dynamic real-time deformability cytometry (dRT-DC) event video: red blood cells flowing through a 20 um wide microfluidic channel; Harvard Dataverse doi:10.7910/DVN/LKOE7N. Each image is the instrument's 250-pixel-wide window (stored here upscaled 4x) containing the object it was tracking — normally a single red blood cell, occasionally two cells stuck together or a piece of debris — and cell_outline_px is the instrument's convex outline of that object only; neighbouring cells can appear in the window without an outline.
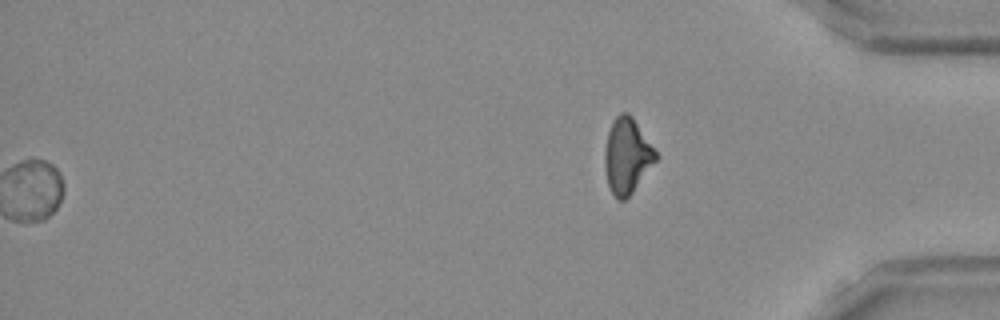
{"species": "Egyptian fruit bat (a non-hibernating species)", "species_latin": "Rousettus aegyptiacus", "temperature_condition": "room temperature", "stored_images_in_passage": 54, "segment_of_instrument_passage": [2, 2], "camera_frame_rate_fps": 3000, "um_per_image_px": 0.085, "frame": {"image": 1, "passage_image": 54, "time_ms": 17.667, "image_size_px": [1000, 320], "cell_outline_px": [[660, 156], [632, 192], [624, 200], [616, 200], [608, 184], [604, 168], [604, 152], [608, 132], [612, 120], [620, 112], [628, 112], [632, 116]], "centroid_in_image_um": [53.29, 13.23], "position_along_channel_um": 381.9, "area_um2": 22.54}}